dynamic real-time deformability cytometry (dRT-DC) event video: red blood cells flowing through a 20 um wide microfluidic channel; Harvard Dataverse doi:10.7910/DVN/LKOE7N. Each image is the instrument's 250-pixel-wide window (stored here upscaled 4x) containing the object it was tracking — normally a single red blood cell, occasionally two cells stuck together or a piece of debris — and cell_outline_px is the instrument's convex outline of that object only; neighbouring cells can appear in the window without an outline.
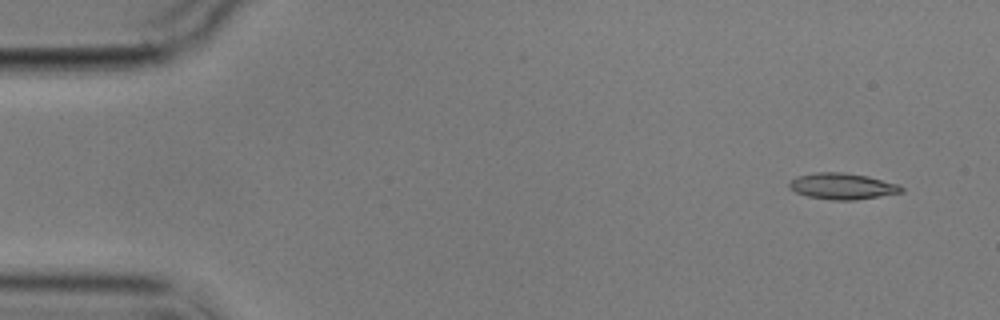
{"species": "common noctule bat (a hibernating species)", "species_latin": "Nyctalus noctula", "temperature_condition": "cold", "stored_images_in_passage": 12, "camera_frame_rate_fps": 3000, "um_per_image_px": 0.085, "animal": {"sex": "male", "body_mass_g": 17.9}, "frame": {"image": 1, "passage_image": 1, "time_ms": 0.0, "image_size_px": [1000, 320], "cell_outline_px": [[904, 192], [856, 200], [832, 200], [808, 196], [796, 192], [788, 188], [788, 184], [796, 176], [816, 172], [840, 172], [868, 176], [900, 184], [904, 188]], "centroid_in_image_um": [71.62, 15.82], "position_along_channel_um": 13.4, "area_um2": 17.22}}
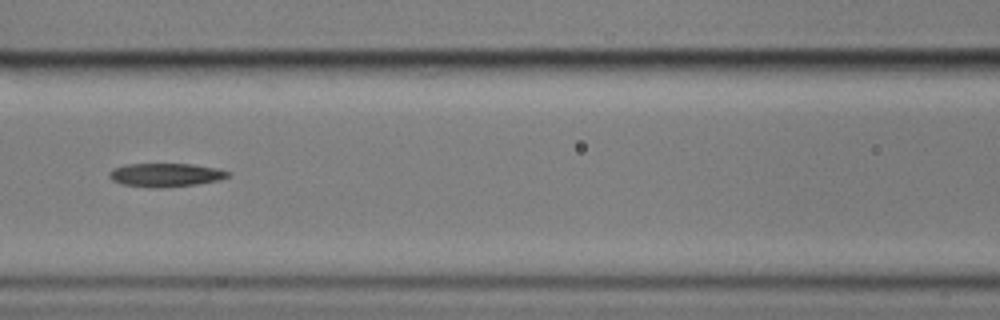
{"frame": {"image": 2, "passage_image": 6, "time_ms": 7.0, "image_size_px": [1000, 320], "cell_outline_px": [[232, 172], [228, 176], [220, 180], [196, 184], [160, 188], [152, 188], [120, 184], [112, 180], [108, 176], [108, 172], [112, 168], [124, 164], [192, 164], [220, 168]], "centroid_in_image_um": [14.06, 14.87], "position_along_channel_um": 152.5, "area_um2": 16.59}}
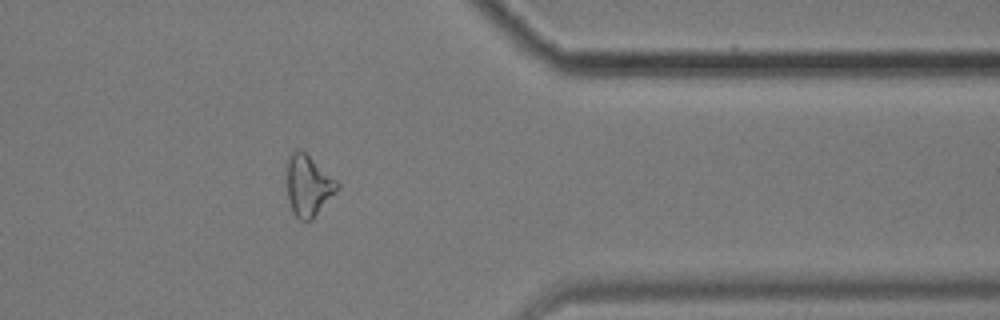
{"frame": {"image": 3, "passage_image": 12, "time_ms": 14.0, "image_size_px": [1000, 320], "cell_outline_px": [[340, 188], [312, 220], [300, 220], [292, 212], [288, 200], [284, 168], [284, 164], [292, 148], [296, 148], [304, 152], [336, 180], [340, 184]], "centroid_in_image_um": [26.14, 15.75], "position_along_channel_um": 385.3, "area_um2": 18.5}}